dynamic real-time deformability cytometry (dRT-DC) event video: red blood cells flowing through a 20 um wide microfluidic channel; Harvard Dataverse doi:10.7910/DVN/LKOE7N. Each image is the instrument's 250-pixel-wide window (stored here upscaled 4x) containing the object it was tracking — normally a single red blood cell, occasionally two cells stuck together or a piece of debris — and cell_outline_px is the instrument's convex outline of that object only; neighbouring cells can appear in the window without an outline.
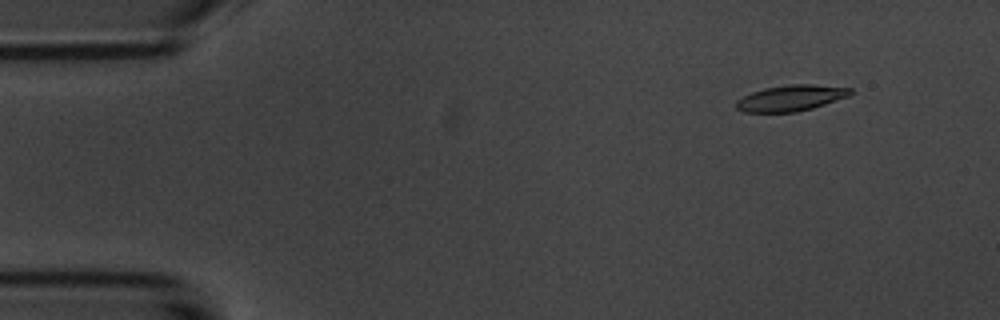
{"species": "common noctule bat (a hibernating species)", "species_latin": "Nyctalus noctula", "temperature_condition": "room temperature", "stored_images_in_passage": 2, "camera_frame_rate_fps": 3000, "um_per_image_px": 0.085, "animal": {"sex": "male", "body_mass_g": 20.1, "forearm_length_mm": 53.5}, "frame": {"image": 1, "passage_image": 2, "time_ms": 1.333, "image_size_px": [1000, 320], "cell_outline_px": [[852, 92], [848, 96], [812, 108], [796, 112], [744, 112], [736, 108], [736, 100], [752, 92], [764, 88], [788, 84], [812, 84], [852, 88]], "centroid_in_image_um": [67.21, 8.33], "position_along_channel_um": 17.8, "area_um2": 17.17}}